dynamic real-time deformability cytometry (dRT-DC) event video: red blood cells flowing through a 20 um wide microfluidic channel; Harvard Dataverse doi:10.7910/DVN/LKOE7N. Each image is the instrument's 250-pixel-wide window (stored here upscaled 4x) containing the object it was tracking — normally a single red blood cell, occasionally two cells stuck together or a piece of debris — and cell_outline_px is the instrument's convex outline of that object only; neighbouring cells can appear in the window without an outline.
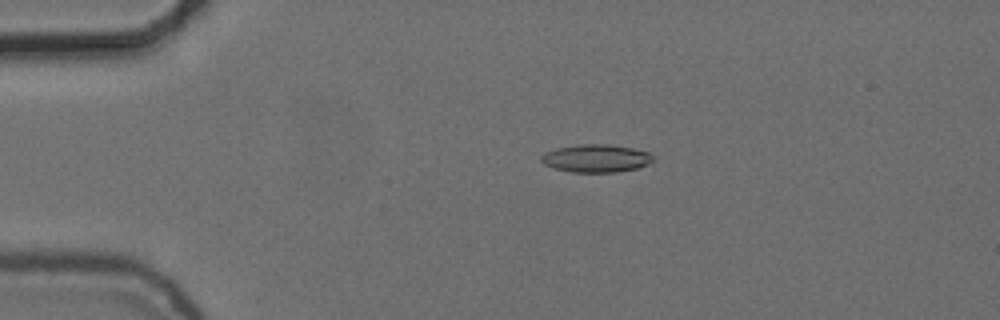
{"species": "common noctule bat (a hibernating species)", "species_latin": "Nyctalus noctula", "temperature_condition": "cold", "stored_images_in_passage": 54, "camera_frame_rate_fps": 3000, "um_per_image_px": 0.085, "animal": {"sex": "female", "body_mass_g": 24.6, "forearm_length_mm": 56.2}, "frame": {"image": 1, "passage_image": 11, "time_ms": 3.333, "image_size_px": [1000, 320], "cell_outline_px": [[656, 160], [648, 164], [636, 168], [616, 172], [572, 172], [552, 168], [544, 164], [540, 160], [540, 156], [544, 152], [556, 148], [580, 144], [608, 144], [632, 148], [648, 152]], "centroid_in_image_um": [50.64, 13.46], "position_along_channel_um": 34.4, "area_um2": 18.26}}
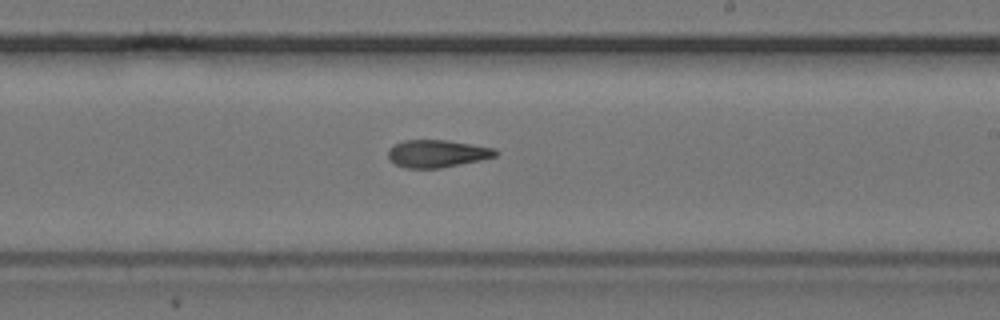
{"frame": {"image": 2, "passage_image": 32, "time_ms": 10.333, "image_size_px": [1000, 320], "cell_outline_px": [[500, 152], [496, 156], [480, 160], [440, 168], [404, 168], [396, 164], [388, 156], [388, 148], [404, 140], [448, 140], [496, 148]], "centroid_in_image_um": [37.19, 13.05], "position_along_channel_um": 251.8, "area_um2": 17.22}}
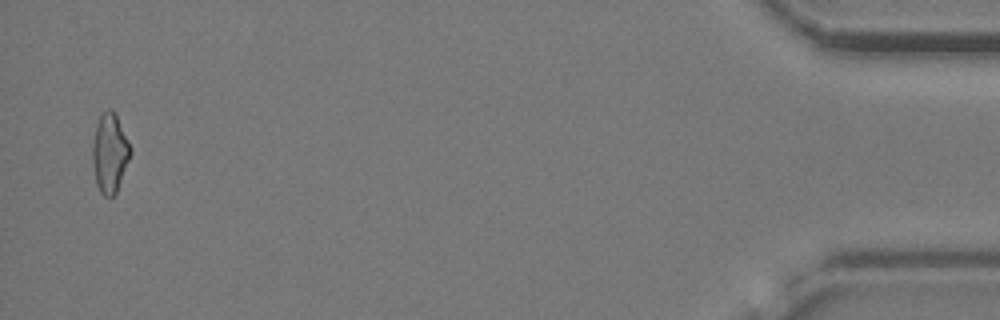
{"frame": {"image": 3, "passage_image": 53, "time_ms": 17.333, "image_size_px": [1000, 320], "cell_outline_px": [[132, 152], [116, 192], [112, 196], [104, 196], [100, 192], [96, 184], [92, 160], [92, 144], [96, 124], [100, 116], [108, 108], [112, 108], [132, 148]], "centroid_in_image_um": [9.32, 13.01], "position_along_channel_um": 425.9, "area_um2": 17.4}, "authors_computed_cell_mechanics": {"area_um2": 17.918, "velocity_mm_per_s": 3.7436, "shape_relaxation_time_tau1_ms": null, "shape_relaxation_time_tau2_ms": 5.0995, "deformation_change_tau1": null, "deformation_change_tau2": 0.155}}